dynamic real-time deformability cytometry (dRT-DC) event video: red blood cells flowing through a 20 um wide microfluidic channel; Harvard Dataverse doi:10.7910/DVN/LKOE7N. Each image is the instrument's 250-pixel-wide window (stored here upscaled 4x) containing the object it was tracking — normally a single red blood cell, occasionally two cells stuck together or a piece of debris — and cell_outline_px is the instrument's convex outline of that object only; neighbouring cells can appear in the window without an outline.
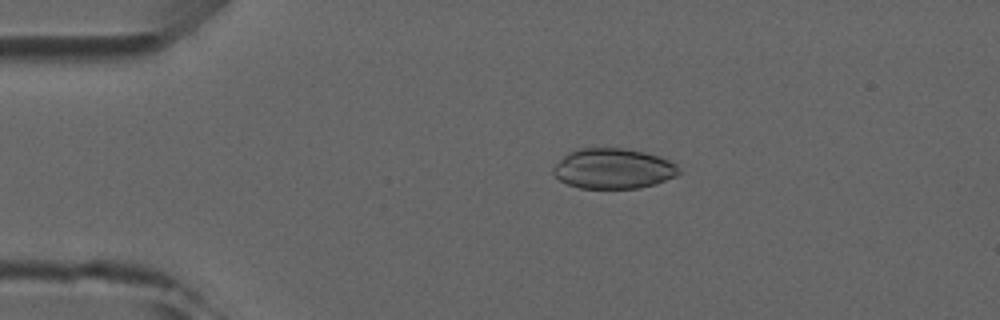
{"species": "common noctule bat (a hibernating species)", "species_latin": "Nyctalus noctula", "temperature_condition": "room temperature", "stored_images_in_passage": 4, "camera_frame_rate_fps": 3000, "um_per_image_px": 0.085, "animal": {"sex": "male", "forearm_length_mm": 52.5}, "frame": {"image": 1, "passage_image": 3, "time_ms": 2.333, "image_size_px": [1000, 320], "cell_outline_px": [[680, 172], [676, 176], [656, 184], [640, 188], [580, 188], [568, 184], [560, 180], [552, 172], [552, 168], [568, 152], [580, 148], [628, 148], [660, 156], [676, 164], [680, 168]], "centroid_in_image_um": [52.15, 14.33], "position_along_channel_um": 32.9, "area_um2": 29.59}}